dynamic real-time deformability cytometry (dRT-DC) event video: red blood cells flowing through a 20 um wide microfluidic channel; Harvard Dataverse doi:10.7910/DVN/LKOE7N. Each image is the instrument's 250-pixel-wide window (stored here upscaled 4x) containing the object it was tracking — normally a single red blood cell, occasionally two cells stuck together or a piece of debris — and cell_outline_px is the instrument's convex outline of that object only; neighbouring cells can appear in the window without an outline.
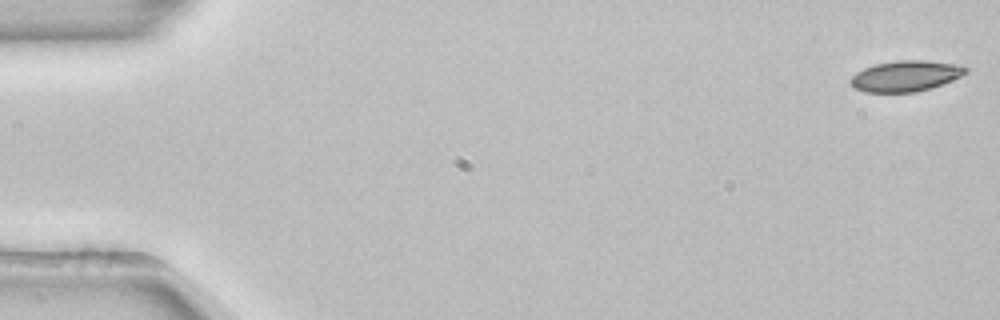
{"species": "common noctule bat (a hibernating species)", "species_latin": "Nyctalus noctula", "temperature_condition": "room temperature", "stored_images_in_passage": 53, "camera_frame_rate_fps": 3000, "um_per_image_px": 0.085, "animal": {"sex": "female", "body_mass_g": 22.7, "forearm_length_mm": 54.2}, "frame": {"image": 1, "passage_image": 1, "time_ms": 0.0, "image_size_px": [1000, 320], "cell_outline_px": [[968, 72], [952, 80], [932, 88], [916, 92], [864, 92], [856, 88], [848, 80], [856, 72], [864, 68], [876, 64], [896, 60], [924, 60], [956, 64], [968, 68]], "centroid_in_image_um": [76.98, 6.46], "position_along_channel_um": 8.0, "area_um2": 20.63}}
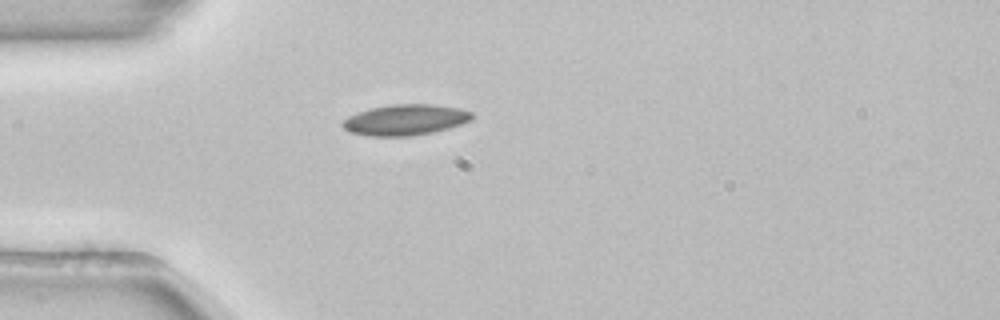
{"frame": {"image": 2, "passage_image": 15, "time_ms": 4.667, "image_size_px": [1000, 320], "cell_outline_px": [[472, 120], [448, 128], [432, 132], [412, 136], [368, 136], [348, 132], [340, 124], [348, 116], [372, 108], [392, 104], [432, 104], [460, 108], [472, 112]], "centroid_in_image_um": [34.44, 10.19], "position_along_channel_um": 50.6, "area_um2": 23.18}}
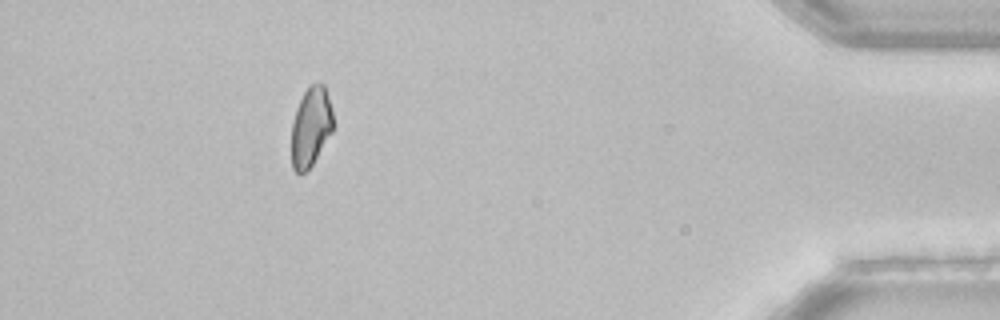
{"frame": {"image": 3, "passage_image": 48, "time_ms": 15.667, "image_size_px": [1000, 320], "cell_outline_px": [[332, 132], [312, 164], [304, 172], [296, 172], [292, 168], [292, 124], [296, 108], [308, 84], [324, 84], [332, 108]], "centroid_in_image_um": [26.42, 10.75], "position_along_channel_um": 408.8, "area_um2": 19.02}, "authors_computed_cell_mechanics": {"area_um2": 20.9814, "velocity_mm_per_s": 3.8793, "shape_relaxation_time_tau1_ms": 6.7525, "shape_relaxation_time_tau2_ms": null, "deformation_change_tau1": 0.1223, "deformation_change_tau2": null}}